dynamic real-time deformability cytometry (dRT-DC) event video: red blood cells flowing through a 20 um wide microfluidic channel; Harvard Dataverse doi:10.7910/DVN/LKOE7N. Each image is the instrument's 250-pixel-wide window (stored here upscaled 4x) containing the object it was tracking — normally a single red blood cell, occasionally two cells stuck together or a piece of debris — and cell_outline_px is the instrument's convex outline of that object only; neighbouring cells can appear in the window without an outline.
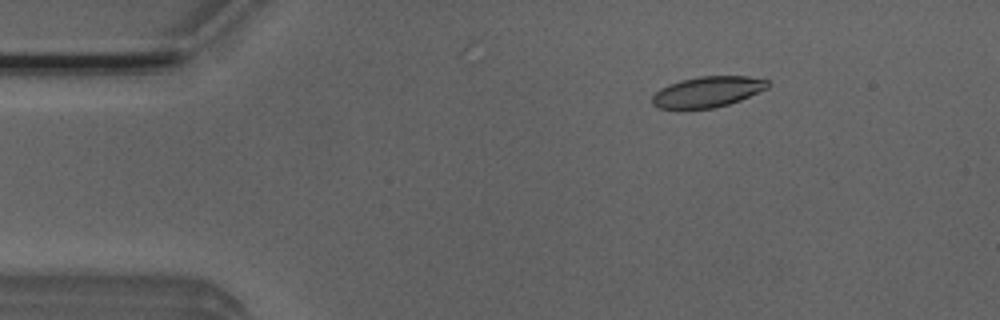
{"species": "Egyptian fruit bat (a non-hibernating species)", "species_latin": "Rousettus aegyptiacus", "temperature_condition": "room temperature", "stored_images_in_passage": 4, "camera_frame_rate_fps": 3000, "um_per_image_px": 0.085, "animal": {"sex": "male"}, "frame": {"image": 1, "passage_image": 2, "time_ms": 0.333, "image_size_px": [1000, 320], "cell_outline_px": [[772, 84], [768, 88], [740, 100], [728, 104], [712, 108], [656, 108], [652, 104], [652, 96], [660, 88], [668, 84], [680, 80], [700, 76], [748, 76], [768, 80]], "centroid_in_image_um": [60.15, 7.79], "position_along_channel_um": 24.8, "area_um2": 20.69}}